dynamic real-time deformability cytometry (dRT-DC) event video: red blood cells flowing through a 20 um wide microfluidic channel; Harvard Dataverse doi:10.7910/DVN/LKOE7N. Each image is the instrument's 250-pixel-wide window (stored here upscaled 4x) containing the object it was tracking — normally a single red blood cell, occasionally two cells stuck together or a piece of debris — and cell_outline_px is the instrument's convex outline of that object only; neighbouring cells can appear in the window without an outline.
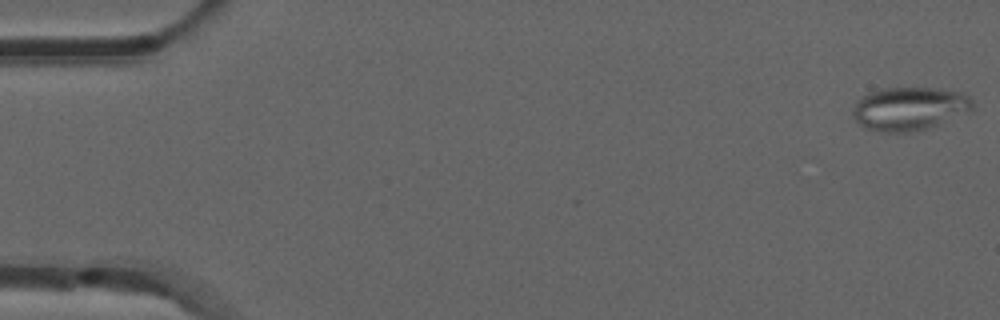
{"species": "common noctule bat (a hibernating species)", "species_latin": "Nyctalus noctula", "temperature_condition": "room temperature", "stored_images_in_passage": 52, "segment_of_instrument_passage": [1, 2], "camera_frame_rate_fps": 3000, "um_per_image_px": 0.085, "animal": {"sex": "male", "forearm_length_mm": 52.5}, "frame": {"image": 1, "passage_image": 1, "time_ms": 0.0, "image_size_px": [1000, 320], "cell_outline_px": [[972, 112], [928, 128], [908, 132], [884, 132], [864, 128], [856, 120], [852, 112], [852, 108], [856, 100], [868, 92], [884, 88], [940, 88], [964, 92], [972, 100]], "centroid_in_image_um": [77.32, 9.22], "position_along_channel_um": 7.7, "area_um2": 30.63}}
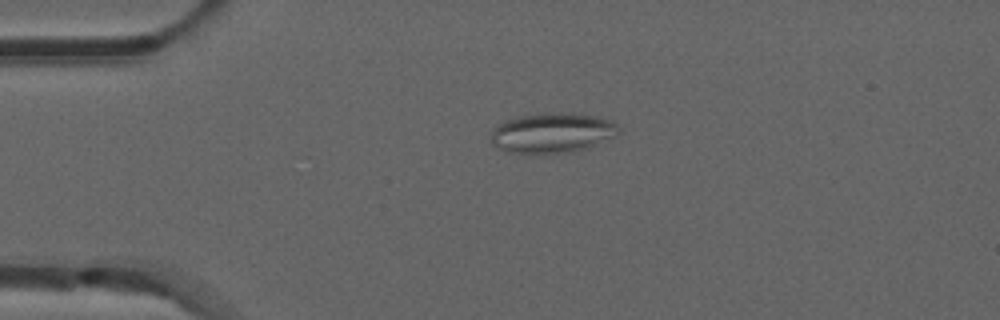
{"frame": {"image": 2, "passage_image": 12, "time_ms": 3.667, "image_size_px": [1000, 320], "cell_outline_px": [[620, 132], [588, 148], [564, 152], [536, 156], [532, 156], [508, 152], [492, 144], [492, 128], [496, 124], [504, 120], [520, 116], [544, 112], [572, 112], [596, 116], [612, 120], [620, 128]], "centroid_in_image_um": [46.9, 11.3], "position_along_channel_um": 38.1, "area_um2": 30.52}}